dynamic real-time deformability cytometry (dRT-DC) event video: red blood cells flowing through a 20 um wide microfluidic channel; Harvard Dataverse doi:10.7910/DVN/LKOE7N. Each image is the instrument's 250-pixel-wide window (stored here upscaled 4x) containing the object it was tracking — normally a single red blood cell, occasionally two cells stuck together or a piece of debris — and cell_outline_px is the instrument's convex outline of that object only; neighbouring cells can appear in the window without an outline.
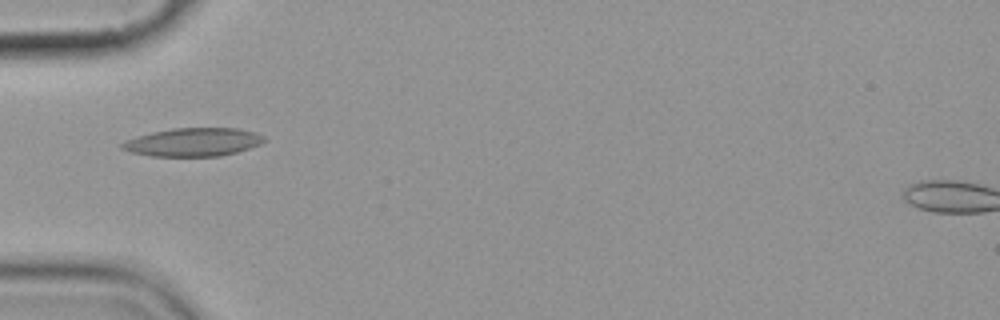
{"species": "common noctule bat (a hibernating species)", "species_latin": "Nyctalus noctula", "temperature_condition": "cold", "stored_images_in_passage": 12, "camera_frame_rate_fps": 3000, "um_per_image_px": 0.085, "animal": {"sex": "female", "body_mass_g": 19.9}, "frame": {"image": 1, "passage_image": 6, "time_ms": 6.667, "image_size_px": [1000, 320], "cell_outline_px": [[268, 140], [260, 144], [236, 152], [220, 156], [152, 156], [132, 152], [120, 148], [120, 144], [124, 140], [136, 136], [152, 132], [172, 128], [236, 128], [256, 132], [264, 136]], "centroid_in_image_um": [16.42, 12.07], "position_along_channel_um": 68.6, "area_um2": 23.52}}
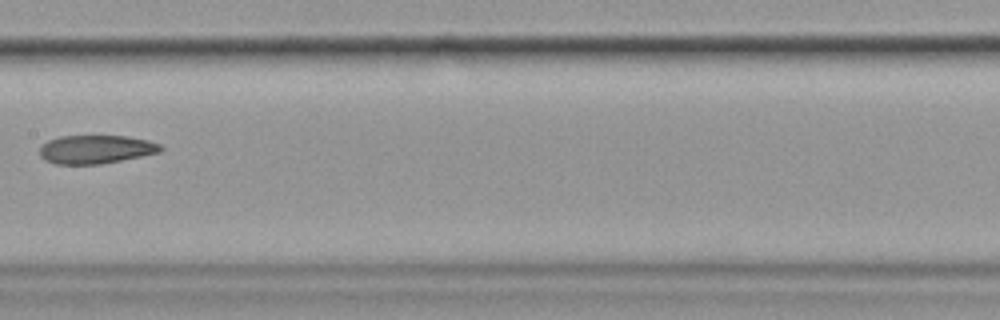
{"frame": {"image": 2, "passage_image": 9, "time_ms": 10.333, "image_size_px": [1000, 320], "cell_outline_px": [[164, 148], [160, 152], [100, 164], [56, 164], [44, 160], [40, 156], [40, 148], [48, 140], [60, 136], [128, 136], [148, 140], [160, 144]], "centroid_in_image_um": [8.14, 12.69], "position_along_channel_um": 199.3, "area_um2": 20.0}}
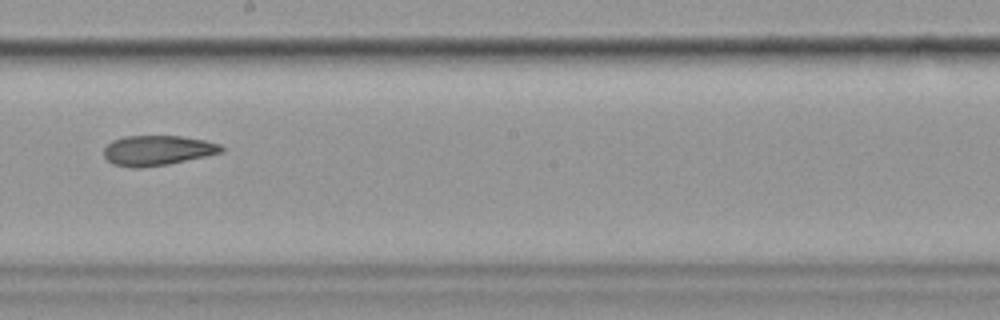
{"frame": {"image": 3, "passage_image": 10, "time_ms": 11.333, "image_size_px": [1000, 320], "cell_outline_px": [[224, 152], [208, 156], [168, 164], [140, 168], [132, 168], [112, 164], [104, 156], [104, 148], [112, 140], [124, 136], [180, 136], [204, 140], [220, 144], [224, 148]], "centroid_in_image_um": [13.39, 12.79], "position_along_channel_um": 234.8, "area_um2": 20.69}}